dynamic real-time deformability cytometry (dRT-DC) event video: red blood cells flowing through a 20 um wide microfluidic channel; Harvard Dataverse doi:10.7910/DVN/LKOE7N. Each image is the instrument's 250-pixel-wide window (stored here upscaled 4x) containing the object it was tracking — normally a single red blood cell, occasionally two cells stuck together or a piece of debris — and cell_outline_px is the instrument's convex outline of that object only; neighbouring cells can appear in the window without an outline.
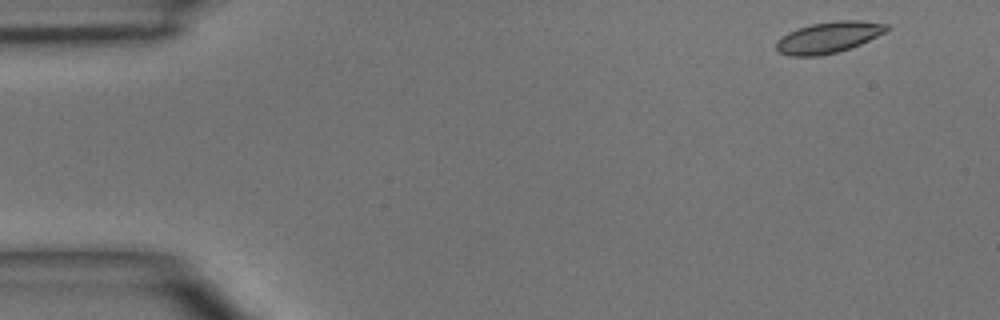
{"species": "common noctule bat (a hibernating species)", "species_latin": "Nyctalus noctula", "temperature_condition": "room temperature", "stored_images_in_passage": 4, "segment_of_instrument_passage": [1, 2], "camera_frame_rate_fps": 3000, "um_per_image_px": 0.085, "animal": {"sex": "male", "body_mass_g": 15.6}, "frame": {"image": 1, "passage_image": 1, "time_ms": 0.0, "image_size_px": [1000, 320], "cell_outline_px": [[888, 28], [884, 32], [860, 44], [836, 52], [816, 56], [788, 56], [776, 52], [776, 40], [788, 32], [812, 24], [836, 20], [860, 20], [888, 24]], "centroid_in_image_um": [70.37, 3.18], "position_along_channel_um": 14.6, "area_um2": 19.88}}
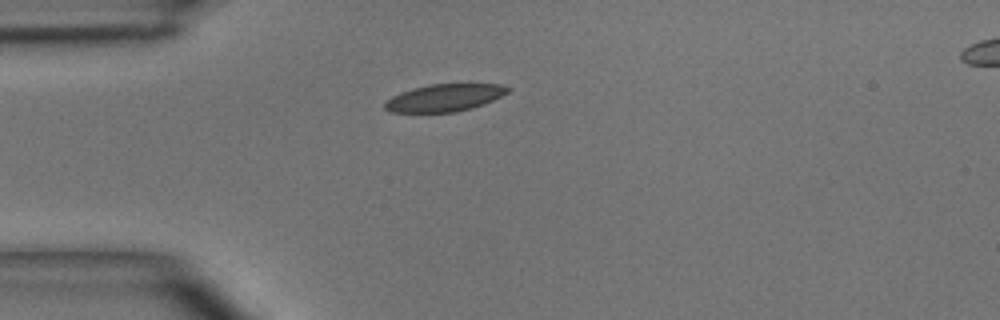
{"frame": {"image": 2, "passage_image": 3, "time_ms": 3.0, "image_size_px": [1000, 320], "cell_outline_px": [[512, 88], [508, 92], [484, 104], [472, 108], [456, 112], [388, 112], [384, 108], [384, 104], [392, 96], [400, 92], [412, 88], [428, 84], [500, 84]], "centroid_in_image_um": [37.77, 8.3], "position_along_channel_um": 47.2, "area_um2": 19.59}}